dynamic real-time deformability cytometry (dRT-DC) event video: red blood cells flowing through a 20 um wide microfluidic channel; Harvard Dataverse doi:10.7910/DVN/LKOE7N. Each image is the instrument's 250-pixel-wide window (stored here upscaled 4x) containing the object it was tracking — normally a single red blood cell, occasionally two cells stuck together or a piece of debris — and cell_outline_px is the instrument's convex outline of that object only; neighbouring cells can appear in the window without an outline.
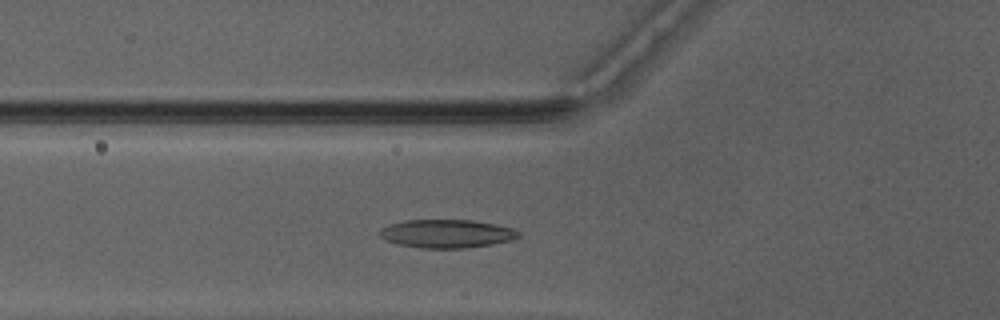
{"species": "Egyptian fruit bat (a non-hibernating species)", "species_latin": "Rousettus aegyptiacus", "temperature_condition": "warm", "stored_images_in_passage": 46, "camera_frame_rate_fps": 3000, "um_per_image_px": 0.085, "animal": {"sex": "male"}, "frame": {"image": 1, "passage_image": 15, "time_ms": 4.667, "image_size_px": [1000, 320], "cell_outline_px": [[520, 236], [512, 240], [492, 244], [468, 248], [420, 248], [396, 244], [380, 236], [380, 228], [388, 224], [404, 220], [472, 220], [496, 224], [512, 228], [520, 232]], "centroid_in_image_um": [37.97, 19.86], "position_along_channel_um": 87.8, "area_um2": 23.06}}
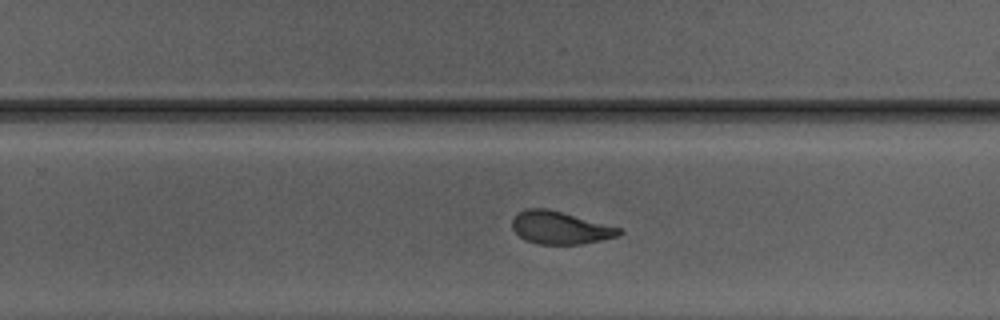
{"frame": {"image": 2, "passage_image": 29, "time_ms": 9.333, "image_size_px": [1000, 320], "cell_outline_px": [[624, 232], [616, 236], [600, 240], [580, 244], [536, 244], [524, 240], [512, 228], [512, 220], [520, 212], [528, 208], [548, 208], [624, 228]], "centroid_in_image_um": [47.64, 19.35], "position_along_channel_um": 282.2, "area_um2": 20.46}}
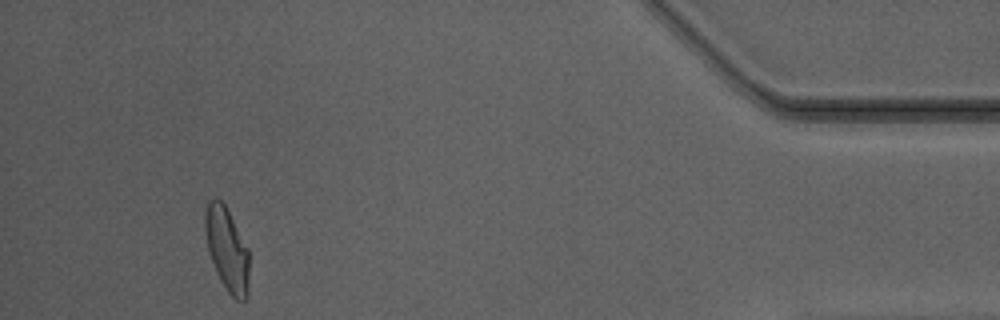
{"frame": {"image": 3, "passage_image": 43, "time_ms": 14.0, "image_size_px": [1000, 320], "cell_outline_px": [[248, 296], [244, 300], [236, 300], [228, 292], [220, 280], [216, 272], [208, 252], [204, 228], [204, 216], [208, 200], [216, 196], [224, 204], [248, 248]], "centroid_in_image_um": [19.27, 21.18], "position_along_channel_um": 415.9, "area_um2": 21.44}}